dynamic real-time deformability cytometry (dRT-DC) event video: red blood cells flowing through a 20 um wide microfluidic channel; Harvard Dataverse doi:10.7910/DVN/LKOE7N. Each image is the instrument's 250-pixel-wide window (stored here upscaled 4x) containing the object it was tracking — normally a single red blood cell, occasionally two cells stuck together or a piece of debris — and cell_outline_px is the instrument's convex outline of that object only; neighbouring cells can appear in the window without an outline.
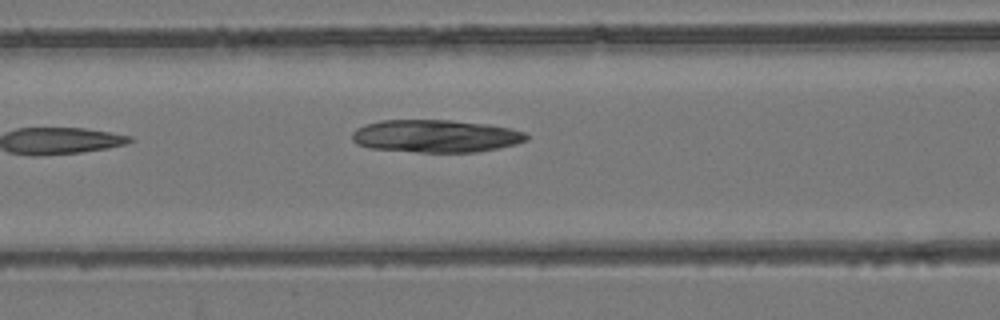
{"species": "common noctule bat (a hibernating species)", "species_latin": "Nyctalus noctula", "temperature_condition": "room temperature", "stored_images_in_passage": 4, "camera_frame_rate_fps": 3000, "um_per_image_px": 0.085, "animal": {"sex": "female", "body_mass_g": 24.6, "forearm_length_mm": 56.2}, "frame": {"image": 1, "passage_image": 4, "time_ms": 5.667, "image_size_px": [1000, 320], "cell_outline_px": [[528, 140], [516, 144], [476, 152], [416, 152], [368, 148], [356, 144], [352, 140], [352, 132], [356, 128], [364, 124], [380, 120], [448, 120], [488, 124], [512, 128], [524, 132], [528, 136]], "centroid_in_image_um": [37.0, 11.56], "position_along_channel_um": 129.6, "area_um2": 33.41}}